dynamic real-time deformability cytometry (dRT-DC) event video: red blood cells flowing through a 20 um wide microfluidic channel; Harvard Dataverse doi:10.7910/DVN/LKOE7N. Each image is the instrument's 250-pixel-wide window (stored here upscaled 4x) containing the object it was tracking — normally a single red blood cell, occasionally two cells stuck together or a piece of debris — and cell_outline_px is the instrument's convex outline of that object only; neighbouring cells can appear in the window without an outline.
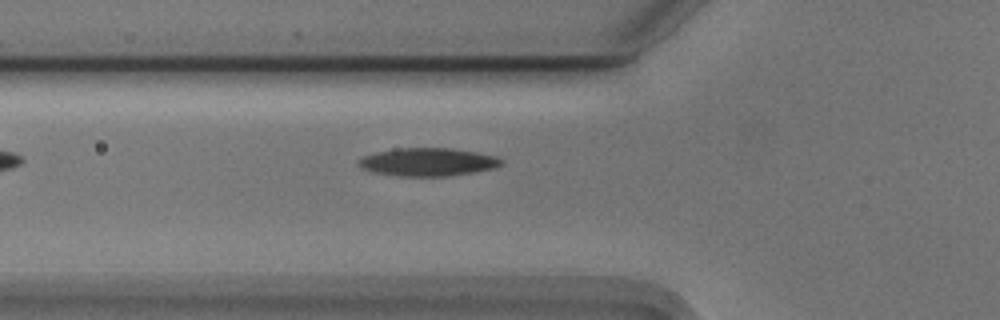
{"species": "Egyptian fruit bat (a non-hibernating species)", "species_latin": "Rousettus aegyptiacus", "temperature_condition": "cold", "stored_images_in_passage": 17, "camera_frame_rate_fps": 3000, "um_per_image_px": 0.085, "animal": {"sex": "male"}, "frame": {"image": 1, "passage_image": 3, "time_ms": 0.667, "image_size_px": [1000, 320], "cell_outline_px": [[504, 164], [496, 168], [448, 176], [400, 176], [376, 172], [360, 168], [356, 164], [356, 160], [364, 156], [376, 152], [396, 148], [452, 148], [476, 152], [496, 156], [504, 160]], "centroid_in_image_um": [36.38, 13.76], "position_along_channel_um": 89.4, "area_um2": 23.47}}
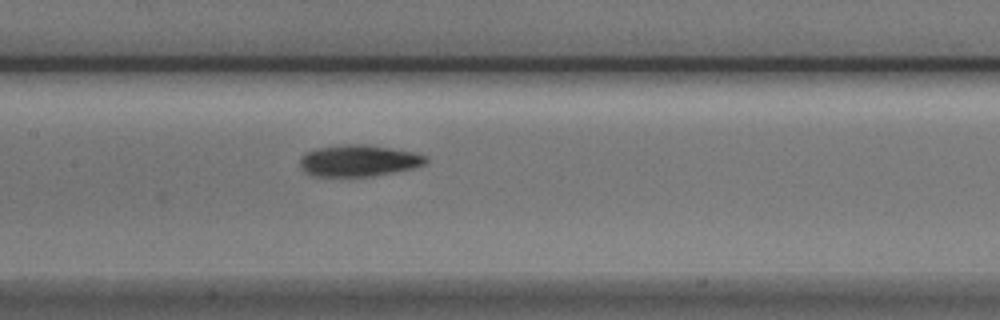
{"frame": {"image": 2, "passage_image": 10, "time_ms": 3.0, "image_size_px": [1000, 320], "cell_outline_px": [[428, 160], [424, 164], [412, 168], [396, 172], [368, 176], [312, 176], [304, 172], [300, 168], [300, 156], [304, 152], [316, 148], [344, 144], [364, 144], [412, 152], [428, 156]], "centroid_in_image_um": [30.43, 13.66], "position_along_channel_um": 177.0, "area_um2": 23.18}}
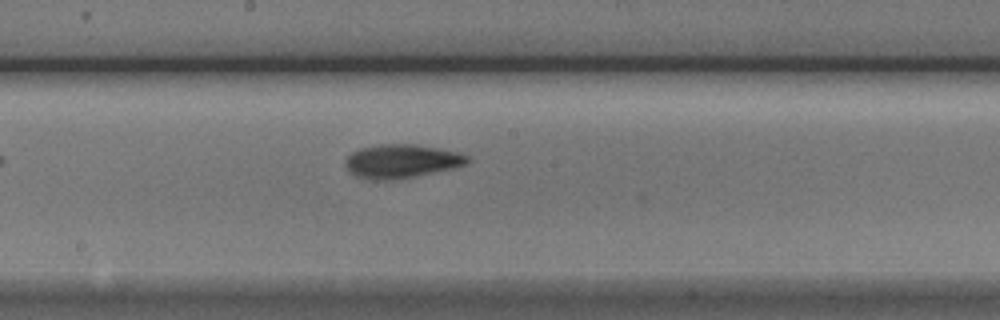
{"frame": {"image": 3, "passage_image": 13, "time_ms": 4.0, "image_size_px": [1000, 320], "cell_outline_px": [[468, 160], [464, 164], [452, 168], [412, 176], [388, 180], [376, 180], [356, 176], [348, 168], [344, 160], [352, 152], [360, 148], [380, 144], [416, 144], [460, 152], [468, 156]], "centroid_in_image_um": [34.11, 13.68], "position_along_channel_um": 214.1, "area_um2": 23.47}}